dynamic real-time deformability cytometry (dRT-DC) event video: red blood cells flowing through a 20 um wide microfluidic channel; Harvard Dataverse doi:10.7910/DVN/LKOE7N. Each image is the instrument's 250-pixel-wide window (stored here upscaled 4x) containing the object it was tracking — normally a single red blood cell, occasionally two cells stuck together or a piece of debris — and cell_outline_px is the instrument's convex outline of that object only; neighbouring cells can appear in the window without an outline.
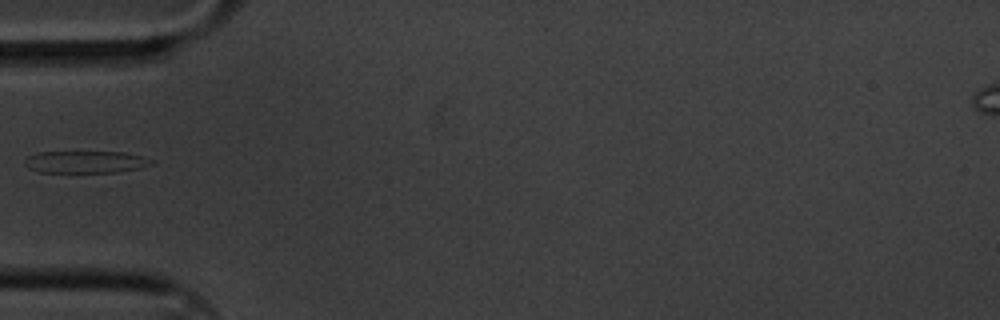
{"species": "common noctule bat (a hibernating species)", "species_latin": "Nyctalus noctula", "temperature_condition": "cold", "stored_images_in_passage": 7, "camera_frame_rate_fps": 3000, "um_per_image_px": 0.085, "animal": {"sex": "male", "body_mass_g": 20.1, "forearm_length_mm": 53.5}, "frame": {"image": 1, "passage_image": 1, "time_ms": 0.0, "image_size_px": [1000, 320], "cell_outline_px": [[156, 160], [152, 164], [140, 168], [116, 172], [40, 172], [28, 168], [24, 164], [24, 160], [28, 156], [40, 152], [124, 152]], "centroid_in_image_um": [7.28, 13.76], "position_along_channel_um": 77.7, "area_um2": 16.3}}
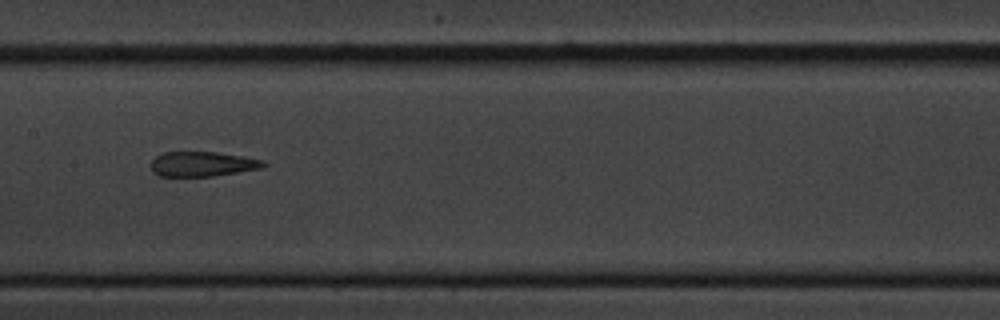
{"frame": {"image": 2, "passage_image": 4, "time_ms": 1.0, "image_size_px": [1000, 320], "cell_outline_px": [[268, 164], [264, 168], [212, 176], [160, 176], [152, 172], [152, 160], [156, 156], [164, 152], [216, 152], [244, 156], [264, 160]], "centroid_in_image_um": [17.25, 13.94], "position_along_channel_um": 190.1, "area_um2": 16.36}}
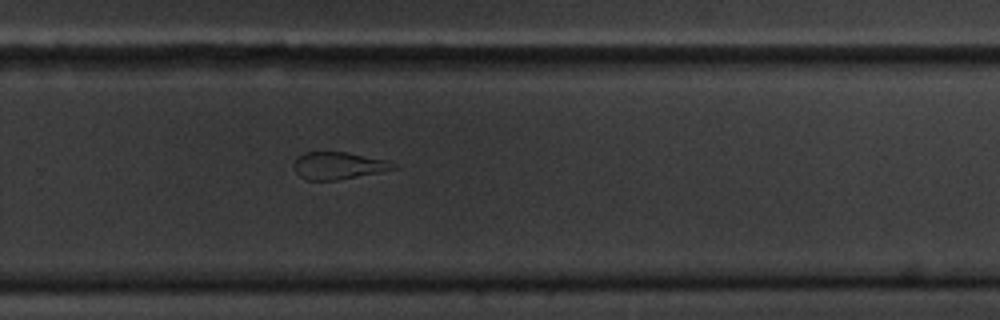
{"frame": {"image": 3, "passage_image": 7, "time_ms": 2.0, "image_size_px": [1000, 320], "cell_outline_px": [[400, 168], [380, 172], [336, 180], [308, 180], [300, 176], [296, 172], [292, 164], [304, 152], [348, 152], [388, 160], [400, 164]], "centroid_in_image_um": [28.84, 14.07], "position_along_channel_um": 301.0, "area_um2": 15.95}}